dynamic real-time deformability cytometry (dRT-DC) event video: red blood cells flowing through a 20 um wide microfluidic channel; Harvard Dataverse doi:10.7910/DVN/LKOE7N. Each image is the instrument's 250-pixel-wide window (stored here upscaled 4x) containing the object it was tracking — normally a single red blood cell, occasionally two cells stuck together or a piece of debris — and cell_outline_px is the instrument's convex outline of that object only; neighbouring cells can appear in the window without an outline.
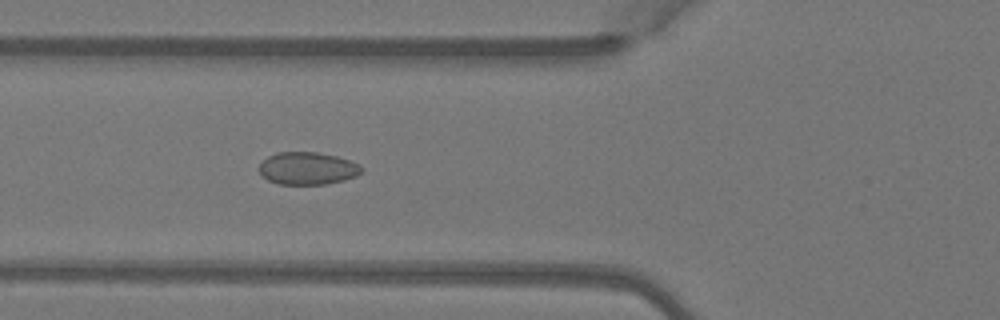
{"species": "Egyptian fruit bat (a non-hibernating species)", "species_latin": "Rousettus aegyptiacus", "temperature_condition": "warm", "stored_images_in_passage": 5, "segment_of_instrument_passage": [1, 2], "camera_frame_rate_fps": 3000, "um_per_image_px": 0.085, "animal": {"sex": "female"}, "frame": {"image": 1, "passage_image": 4, "time_ms": 1.0, "image_size_px": [1000, 320], "cell_outline_px": [[364, 172], [356, 176], [344, 180], [324, 184], [280, 184], [268, 180], [260, 176], [256, 168], [268, 156], [276, 152], [316, 152], [336, 156], [360, 164], [364, 168]], "centroid_in_image_um": [26.12, 14.31], "position_along_channel_um": 99.7, "area_um2": 19.65}}